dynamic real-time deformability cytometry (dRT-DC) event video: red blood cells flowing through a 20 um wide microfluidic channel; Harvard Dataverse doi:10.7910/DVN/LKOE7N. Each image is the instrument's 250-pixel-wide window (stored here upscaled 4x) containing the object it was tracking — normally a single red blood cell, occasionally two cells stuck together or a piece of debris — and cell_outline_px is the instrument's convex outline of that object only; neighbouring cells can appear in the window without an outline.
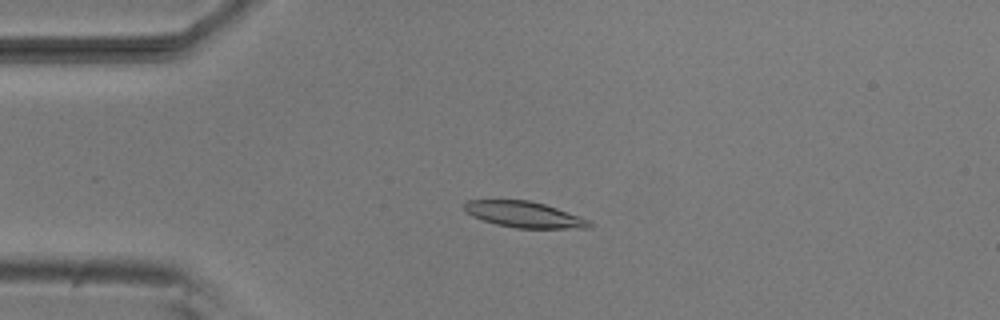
{"species": "common noctule bat (a hibernating species)", "species_latin": "Nyctalus noctula", "temperature_condition": "room temperature", "stored_images_in_passage": 53, "camera_frame_rate_fps": 3000, "um_per_image_px": 0.085, "animal": {"sex": "male", "body_mass_g": 20.5, "forearm_length_mm": 52.5}, "frame": {"image": 1, "passage_image": 13, "time_ms": 4.0, "image_size_px": [1000, 320], "cell_outline_px": [[596, 224], [592, 228], [516, 228], [496, 224], [472, 216], [464, 208], [464, 204], [468, 200], [528, 200], [544, 204], [580, 216]], "centroid_in_image_um": [44.61, 18.24], "position_along_channel_um": 40.4, "area_um2": 18.84}}
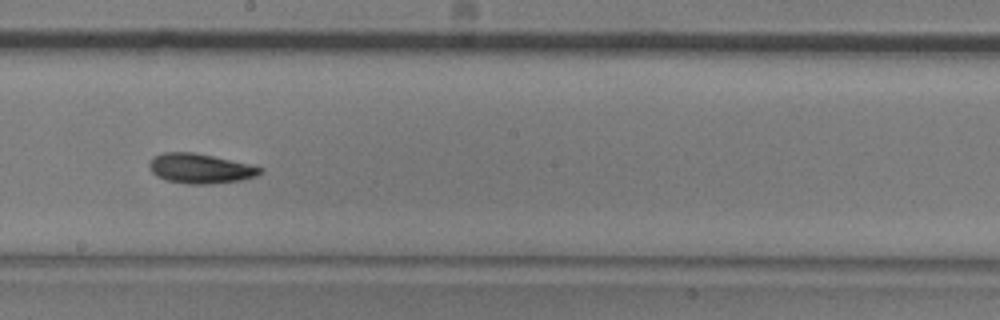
{"frame": {"image": 2, "passage_image": 30, "time_ms": 9.667, "image_size_px": [1000, 320], "cell_outline_px": [[264, 172], [256, 176], [240, 180], [212, 184], [188, 184], [164, 180], [156, 176], [148, 168], [148, 164], [156, 156], [164, 152], [192, 152], [212, 156], [248, 164], [264, 168]], "centroid_in_image_um": [17.01, 14.34], "position_along_channel_um": 231.2, "area_um2": 19.19}}
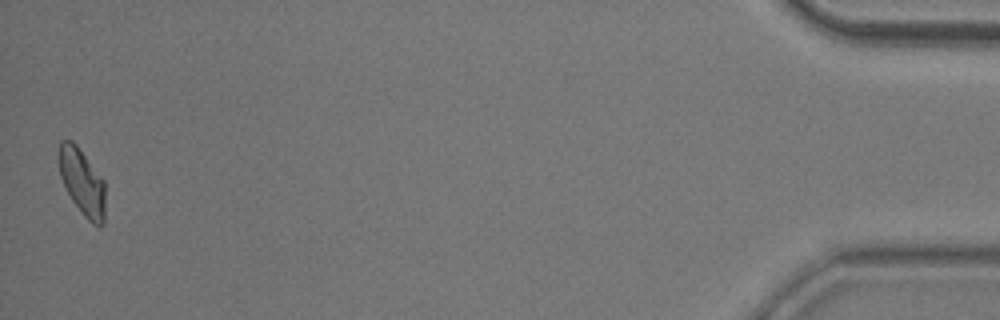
{"frame": {"image": 3, "passage_image": 53, "time_ms": 17.333, "image_size_px": [1000, 320], "cell_outline_px": [[104, 224], [100, 228], [96, 228], [84, 216], [72, 200], [60, 176], [56, 156], [60, 140], [72, 140], [76, 144], [104, 180]], "centroid_in_image_um": [6.96, 15.46], "position_along_channel_um": 428.2, "area_um2": 18.21}, "authors_computed_cell_mechanics": {"area_um2": 18.6694, "velocity_mm_per_s": 3.7861, "shape_relaxation_time_tau1_ms": 4.0256, "shape_relaxation_time_tau2_ms": 4.4689, "deformation_change_tau1": 0.1374, "deformation_change_tau2": 0.0814}}